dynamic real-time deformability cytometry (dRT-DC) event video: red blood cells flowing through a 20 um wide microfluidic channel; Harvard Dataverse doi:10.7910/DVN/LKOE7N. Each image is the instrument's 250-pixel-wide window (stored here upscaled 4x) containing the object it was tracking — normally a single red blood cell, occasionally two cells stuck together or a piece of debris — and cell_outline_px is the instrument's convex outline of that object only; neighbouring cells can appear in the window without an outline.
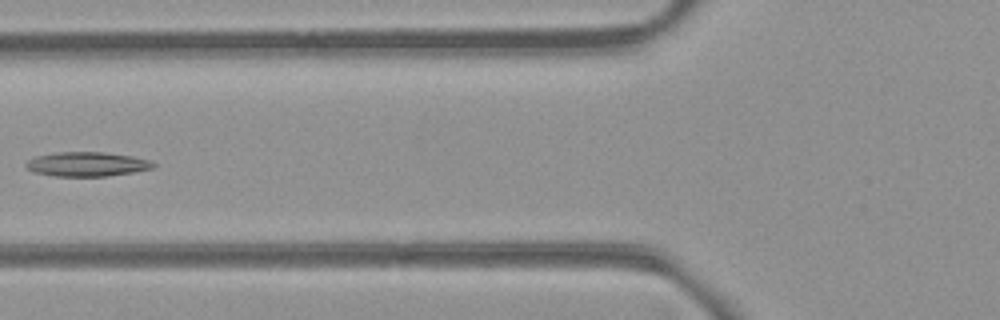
{"species": "common noctule bat (a hibernating species)", "species_latin": "Nyctalus noctula", "temperature_condition": "room temperature", "stored_images_in_passage": 6, "camera_frame_rate_fps": 3000, "um_per_image_px": 0.085, "animal": {"sex": "female", "body_mass_g": 21.9}, "frame": {"image": 1, "passage_image": 5, "time_ms": 4.667, "image_size_px": [1000, 320], "cell_outline_px": [[156, 164], [152, 168], [136, 172], [108, 176], [52, 176], [32, 172], [24, 164], [28, 160], [36, 156], [56, 152], [104, 152], [132, 156], [148, 160]], "centroid_in_image_um": [7.37, 13.96], "position_along_channel_um": 118.4, "area_um2": 18.15}}
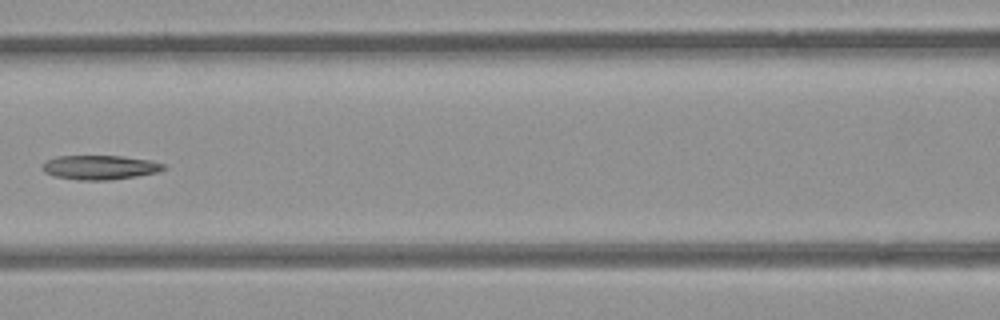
{"frame": {"image": 2, "passage_image": 6, "time_ms": 5.667, "image_size_px": [1000, 320], "cell_outline_px": [[168, 168], [156, 172], [136, 176], [108, 180], [80, 180], [56, 176], [44, 172], [40, 168], [44, 160], [56, 156], [120, 156], [152, 160], [164, 164]], "centroid_in_image_um": [8.46, 14.21], "position_along_channel_um": 158.1, "area_um2": 17.22}}